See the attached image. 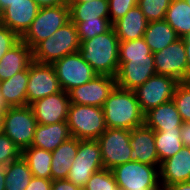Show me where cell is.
Listing matches in <instances>:
<instances>
[{"mask_svg": "<svg viewBox=\"0 0 190 190\" xmlns=\"http://www.w3.org/2000/svg\"><path fill=\"white\" fill-rule=\"evenodd\" d=\"M63 91L81 86L98 75L79 52L66 55L52 64Z\"/></svg>", "mask_w": 190, "mask_h": 190, "instance_id": "cell-10", "label": "cell"}, {"mask_svg": "<svg viewBox=\"0 0 190 190\" xmlns=\"http://www.w3.org/2000/svg\"><path fill=\"white\" fill-rule=\"evenodd\" d=\"M0 190H5V167L0 166Z\"/></svg>", "mask_w": 190, "mask_h": 190, "instance_id": "cell-46", "label": "cell"}, {"mask_svg": "<svg viewBox=\"0 0 190 190\" xmlns=\"http://www.w3.org/2000/svg\"><path fill=\"white\" fill-rule=\"evenodd\" d=\"M183 122H190V83L179 82L172 99Z\"/></svg>", "mask_w": 190, "mask_h": 190, "instance_id": "cell-36", "label": "cell"}, {"mask_svg": "<svg viewBox=\"0 0 190 190\" xmlns=\"http://www.w3.org/2000/svg\"><path fill=\"white\" fill-rule=\"evenodd\" d=\"M2 11L0 10V23H1Z\"/></svg>", "mask_w": 190, "mask_h": 190, "instance_id": "cell-52", "label": "cell"}, {"mask_svg": "<svg viewBox=\"0 0 190 190\" xmlns=\"http://www.w3.org/2000/svg\"><path fill=\"white\" fill-rule=\"evenodd\" d=\"M33 175L22 156L5 166V190H25Z\"/></svg>", "mask_w": 190, "mask_h": 190, "instance_id": "cell-31", "label": "cell"}, {"mask_svg": "<svg viewBox=\"0 0 190 190\" xmlns=\"http://www.w3.org/2000/svg\"><path fill=\"white\" fill-rule=\"evenodd\" d=\"M155 147L159 157V162L174 156L183 148L181 140V127H174L170 130H153Z\"/></svg>", "mask_w": 190, "mask_h": 190, "instance_id": "cell-27", "label": "cell"}, {"mask_svg": "<svg viewBox=\"0 0 190 190\" xmlns=\"http://www.w3.org/2000/svg\"><path fill=\"white\" fill-rule=\"evenodd\" d=\"M84 188L86 190H122L117 185L111 170L105 168L94 172Z\"/></svg>", "mask_w": 190, "mask_h": 190, "instance_id": "cell-34", "label": "cell"}, {"mask_svg": "<svg viewBox=\"0 0 190 190\" xmlns=\"http://www.w3.org/2000/svg\"><path fill=\"white\" fill-rule=\"evenodd\" d=\"M78 190H86L84 187H80Z\"/></svg>", "mask_w": 190, "mask_h": 190, "instance_id": "cell-54", "label": "cell"}, {"mask_svg": "<svg viewBox=\"0 0 190 190\" xmlns=\"http://www.w3.org/2000/svg\"><path fill=\"white\" fill-rule=\"evenodd\" d=\"M21 154L20 149L6 134H0V166L5 167L10 162L16 161Z\"/></svg>", "mask_w": 190, "mask_h": 190, "instance_id": "cell-37", "label": "cell"}, {"mask_svg": "<svg viewBox=\"0 0 190 190\" xmlns=\"http://www.w3.org/2000/svg\"><path fill=\"white\" fill-rule=\"evenodd\" d=\"M69 21V5L41 7L35 19L20 39L33 50L40 42L53 35Z\"/></svg>", "mask_w": 190, "mask_h": 190, "instance_id": "cell-5", "label": "cell"}, {"mask_svg": "<svg viewBox=\"0 0 190 190\" xmlns=\"http://www.w3.org/2000/svg\"><path fill=\"white\" fill-rule=\"evenodd\" d=\"M80 43L76 26L70 20L32 50L33 61L52 65L62 57L78 52Z\"/></svg>", "mask_w": 190, "mask_h": 190, "instance_id": "cell-3", "label": "cell"}, {"mask_svg": "<svg viewBox=\"0 0 190 190\" xmlns=\"http://www.w3.org/2000/svg\"><path fill=\"white\" fill-rule=\"evenodd\" d=\"M62 88L51 64L32 61L29 65L27 105L48 95L59 93Z\"/></svg>", "mask_w": 190, "mask_h": 190, "instance_id": "cell-13", "label": "cell"}, {"mask_svg": "<svg viewBox=\"0 0 190 190\" xmlns=\"http://www.w3.org/2000/svg\"><path fill=\"white\" fill-rule=\"evenodd\" d=\"M178 83L175 78L154 74L133 90L143 113L172 100Z\"/></svg>", "mask_w": 190, "mask_h": 190, "instance_id": "cell-11", "label": "cell"}, {"mask_svg": "<svg viewBox=\"0 0 190 190\" xmlns=\"http://www.w3.org/2000/svg\"><path fill=\"white\" fill-rule=\"evenodd\" d=\"M40 7L34 0H16L2 12L1 23L21 37L35 19Z\"/></svg>", "mask_w": 190, "mask_h": 190, "instance_id": "cell-17", "label": "cell"}, {"mask_svg": "<svg viewBox=\"0 0 190 190\" xmlns=\"http://www.w3.org/2000/svg\"><path fill=\"white\" fill-rule=\"evenodd\" d=\"M159 180L162 190L175 183L190 181L189 147H183L174 156L161 162Z\"/></svg>", "mask_w": 190, "mask_h": 190, "instance_id": "cell-19", "label": "cell"}, {"mask_svg": "<svg viewBox=\"0 0 190 190\" xmlns=\"http://www.w3.org/2000/svg\"><path fill=\"white\" fill-rule=\"evenodd\" d=\"M103 169L101 150L97 140H79L78 152L67 175L74 185L85 187L94 172Z\"/></svg>", "mask_w": 190, "mask_h": 190, "instance_id": "cell-8", "label": "cell"}, {"mask_svg": "<svg viewBox=\"0 0 190 190\" xmlns=\"http://www.w3.org/2000/svg\"><path fill=\"white\" fill-rule=\"evenodd\" d=\"M102 108L107 128L132 130L145 123V114L132 90L115 86Z\"/></svg>", "mask_w": 190, "mask_h": 190, "instance_id": "cell-2", "label": "cell"}, {"mask_svg": "<svg viewBox=\"0 0 190 190\" xmlns=\"http://www.w3.org/2000/svg\"><path fill=\"white\" fill-rule=\"evenodd\" d=\"M4 113H0V134L3 133Z\"/></svg>", "mask_w": 190, "mask_h": 190, "instance_id": "cell-49", "label": "cell"}, {"mask_svg": "<svg viewBox=\"0 0 190 190\" xmlns=\"http://www.w3.org/2000/svg\"><path fill=\"white\" fill-rule=\"evenodd\" d=\"M29 69L17 72L9 79L0 81V91L9 107L27 105Z\"/></svg>", "mask_w": 190, "mask_h": 190, "instance_id": "cell-25", "label": "cell"}, {"mask_svg": "<svg viewBox=\"0 0 190 190\" xmlns=\"http://www.w3.org/2000/svg\"><path fill=\"white\" fill-rule=\"evenodd\" d=\"M19 40L20 37L15 32L0 24V59Z\"/></svg>", "mask_w": 190, "mask_h": 190, "instance_id": "cell-39", "label": "cell"}, {"mask_svg": "<svg viewBox=\"0 0 190 190\" xmlns=\"http://www.w3.org/2000/svg\"><path fill=\"white\" fill-rule=\"evenodd\" d=\"M9 108V106L6 104L4 98L2 97L1 91H0V113H5V111Z\"/></svg>", "mask_w": 190, "mask_h": 190, "instance_id": "cell-47", "label": "cell"}, {"mask_svg": "<svg viewBox=\"0 0 190 190\" xmlns=\"http://www.w3.org/2000/svg\"><path fill=\"white\" fill-rule=\"evenodd\" d=\"M164 20L179 38L186 37L190 33V5L185 0H172Z\"/></svg>", "mask_w": 190, "mask_h": 190, "instance_id": "cell-28", "label": "cell"}, {"mask_svg": "<svg viewBox=\"0 0 190 190\" xmlns=\"http://www.w3.org/2000/svg\"><path fill=\"white\" fill-rule=\"evenodd\" d=\"M36 125L37 121L30 105L9 107L4 113L3 133L21 152L31 146Z\"/></svg>", "mask_w": 190, "mask_h": 190, "instance_id": "cell-7", "label": "cell"}, {"mask_svg": "<svg viewBox=\"0 0 190 190\" xmlns=\"http://www.w3.org/2000/svg\"><path fill=\"white\" fill-rule=\"evenodd\" d=\"M148 21L138 5L130 10L112 26L119 41H129L142 38Z\"/></svg>", "mask_w": 190, "mask_h": 190, "instance_id": "cell-22", "label": "cell"}, {"mask_svg": "<svg viewBox=\"0 0 190 190\" xmlns=\"http://www.w3.org/2000/svg\"><path fill=\"white\" fill-rule=\"evenodd\" d=\"M52 180L45 178L32 177L25 190H51Z\"/></svg>", "mask_w": 190, "mask_h": 190, "instance_id": "cell-40", "label": "cell"}, {"mask_svg": "<svg viewBox=\"0 0 190 190\" xmlns=\"http://www.w3.org/2000/svg\"><path fill=\"white\" fill-rule=\"evenodd\" d=\"M137 4L138 0H108L110 23L113 25Z\"/></svg>", "mask_w": 190, "mask_h": 190, "instance_id": "cell-38", "label": "cell"}, {"mask_svg": "<svg viewBox=\"0 0 190 190\" xmlns=\"http://www.w3.org/2000/svg\"><path fill=\"white\" fill-rule=\"evenodd\" d=\"M70 137L66 121L48 125L37 124L31 146L53 152Z\"/></svg>", "mask_w": 190, "mask_h": 190, "instance_id": "cell-21", "label": "cell"}, {"mask_svg": "<svg viewBox=\"0 0 190 190\" xmlns=\"http://www.w3.org/2000/svg\"><path fill=\"white\" fill-rule=\"evenodd\" d=\"M71 101L65 91L48 95L30 104L37 124L48 125L67 121Z\"/></svg>", "mask_w": 190, "mask_h": 190, "instance_id": "cell-16", "label": "cell"}, {"mask_svg": "<svg viewBox=\"0 0 190 190\" xmlns=\"http://www.w3.org/2000/svg\"><path fill=\"white\" fill-rule=\"evenodd\" d=\"M122 190H162L159 169L137 161H130L111 170Z\"/></svg>", "mask_w": 190, "mask_h": 190, "instance_id": "cell-6", "label": "cell"}, {"mask_svg": "<svg viewBox=\"0 0 190 190\" xmlns=\"http://www.w3.org/2000/svg\"><path fill=\"white\" fill-rule=\"evenodd\" d=\"M153 55L156 74L175 78L178 82H187V57L183 38Z\"/></svg>", "mask_w": 190, "mask_h": 190, "instance_id": "cell-12", "label": "cell"}, {"mask_svg": "<svg viewBox=\"0 0 190 190\" xmlns=\"http://www.w3.org/2000/svg\"><path fill=\"white\" fill-rule=\"evenodd\" d=\"M71 137L97 140L107 129L102 107L70 104L67 121Z\"/></svg>", "mask_w": 190, "mask_h": 190, "instance_id": "cell-4", "label": "cell"}, {"mask_svg": "<svg viewBox=\"0 0 190 190\" xmlns=\"http://www.w3.org/2000/svg\"><path fill=\"white\" fill-rule=\"evenodd\" d=\"M73 23L76 26L80 42L107 32L112 27L109 17H99L97 20H85Z\"/></svg>", "mask_w": 190, "mask_h": 190, "instance_id": "cell-32", "label": "cell"}, {"mask_svg": "<svg viewBox=\"0 0 190 190\" xmlns=\"http://www.w3.org/2000/svg\"><path fill=\"white\" fill-rule=\"evenodd\" d=\"M143 38L152 53L161 51L179 39L175 30L164 19L148 22Z\"/></svg>", "mask_w": 190, "mask_h": 190, "instance_id": "cell-26", "label": "cell"}, {"mask_svg": "<svg viewBox=\"0 0 190 190\" xmlns=\"http://www.w3.org/2000/svg\"><path fill=\"white\" fill-rule=\"evenodd\" d=\"M103 168L112 170L118 165L131 161L130 130L107 128L97 139Z\"/></svg>", "mask_w": 190, "mask_h": 190, "instance_id": "cell-9", "label": "cell"}, {"mask_svg": "<svg viewBox=\"0 0 190 190\" xmlns=\"http://www.w3.org/2000/svg\"><path fill=\"white\" fill-rule=\"evenodd\" d=\"M184 43H190V33L183 38Z\"/></svg>", "mask_w": 190, "mask_h": 190, "instance_id": "cell-51", "label": "cell"}, {"mask_svg": "<svg viewBox=\"0 0 190 190\" xmlns=\"http://www.w3.org/2000/svg\"><path fill=\"white\" fill-rule=\"evenodd\" d=\"M172 0H138L141 9L148 22L163 20Z\"/></svg>", "mask_w": 190, "mask_h": 190, "instance_id": "cell-35", "label": "cell"}, {"mask_svg": "<svg viewBox=\"0 0 190 190\" xmlns=\"http://www.w3.org/2000/svg\"><path fill=\"white\" fill-rule=\"evenodd\" d=\"M164 190H190V181L172 184Z\"/></svg>", "mask_w": 190, "mask_h": 190, "instance_id": "cell-44", "label": "cell"}, {"mask_svg": "<svg viewBox=\"0 0 190 190\" xmlns=\"http://www.w3.org/2000/svg\"><path fill=\"white\" fill-rule=\"evenodd\" d=\"M187 57V82L190 81V43H184Z\"/></svg>", "mask_w": 190, "mask_h": 190, "instance_id": "cell-45", "label": "cell"}, {"mask_svg": "<svg viewBox=\"0 0 190 190\" xmlns=\"http://www.w3.org/2000/svg\"><path fill=\"white\" fill-rule=\"evenodd\" d=\"M35 3L41 7L68 5V0H34Z\"/></svg>", "mask_w": 190, "mask_h": 190, "instance_id": "cell-43", "label": "cell"}, {"mask_svg": "<svg viewBox=\"0 0 190 190\" xmlns=\"http://www.w3.org/2000/svg\"><path fill=\"white\" fill-rule=\"evenodd\" d=\"M88 1H94V0H68V3H84Z\"/></svg>", "mask_w": 190, "mask_h": 190, "instance_id": "cell-50", "label": "cell"}, {"mask_svg": "<svg viewBox=\"0 0 190 190\" xmlns=\"http://www.w3.org/2000/svg\"><path fill=\"white\" fill-rule=\"evenodd\" d=\"M16 0H0V10L3 12L12 2Z\"/></svg>", "mask_w": 190, "mask_h": 190, "instance_id": "cell-48", "label": "cell"}, {"mask_svg": "<svg viewBox=\"0 0 190 190\" xmlns=\"http://www.w3.org/2000/svg\"><path fill=\"white\" fill-rule=\"evenodd\" d=\"M130 143L132 147L131 161L141 162L160 168L159 157L155 147L154 131L145 124L130 130Z\"/></svg>", "mask_w": 190, "mask_h": 190, "instance_id": "cell-18", "label": "cell"}, {"mask_svg": "<svg viewBox=\"0 0 190 190\" xmlns=\"http://www.w3.org/2000/svg\"><path fill=\"white\" fill-rule=\"evenodd\" d=\"M181 140L183 147L190 148V122H183L181 126Z\"/></svg>", "mask_w": 190, "mask_h": 190, "instance_id": "cell-42", "label": "cell"}, {"mask_svg": "<svg viewBox=\"0 0 190 190\" xmlns=\"http://www.w3.org/2000/svg\"><path fill=\"white\" fill-rule=\"evenodd\" d=\"M79 187L74 185L72 182L67 179H58L52 181L51 190H78Z\"/></svg>", "mask_w": 190, "mask_h": 190, "instance_id": "cell-41", "label": "cell"}, {"mask_svg": "<svg viewBox=\"0 0 190 190\" xmlns=\"http://www.w3.org/2000/svg\"><path fill=\"white\" fill-rule=\"evenodd\" d=\"M21 156L27 162L34 177L51 179L52 153L50 151L30 146L22 151Z\"/></svg>", "mask_w": 190, "mask_h": 190, "instance_id": "cell-29", "label": "cell"}, {"mask_svg": "<svg viewBox=\"0 0 190 190\" xmlns=\"http://www.w3.org/2000/svg\"><path fill=\"white\" fill-rule=\"evenodd\" d=\"M156 74L154 55L129 58L124 64H119L116 75V86L135 90Z\"/></svg>", "mask_w": 190, "mask_h": 190, "instance_id": "cell-15", "label": "cell"}, {"mask_svg": "<svg viewBox=\"0 0 190 190\" xmlns=\"http://www.w3.org/2000/svg\"><path fill=\"white\" fill-rule=\"evenodd\" d=\"M188 5H190V0H185Z\"/></svg>", "mask_w": 190, "mask_h": 190, "instance_id": "cell-53", "label": "cell"}, {"mask_svg": "<svg viewBox=\"0 0 190 190\" xmlns=\"http://www.w3.org/2000/svg\"><path fill=\"white\" fill-rule=\"evenodd\" d=\"M119 45L113 26L102 34L80 43L78 52L98 75L116 77L119 69Z\"/></svg>", "mask_w": 190, "mask_h": 190, "instance_id": "cell-1", "label": "cell"}, {"mask_svg": "<svg viewBox=\"0 0 190 190\" xmlns=\"http://www.w3.org/2000/svg\"><path fill=\"white\" fill-rule=\"evenodd\" d=\"M146 55H153V53L143 37L136 40L120 41L119 64H124L129 61V58L145 57Z\"/></svg>", "mask_w": 190, "mask_h": 190, "instance_id": "cell-33", "label": "cell"}, {"mask_svg": "<svg viewBox=\"0 0 190 190\" xmlns=\"http://www.w3.org/2000/svg\"><path fill=\"white\" fill-rule=\"evenodd\" d=\"M32 61V49L20 39L0 59V81L9 79L19 71L29 69Z\"/></svg>", "mask_w": 190, "mask_h": 190, "instance_id": "cell-20", "label": "cell"}, {"mask_svg": "<svg viewBox=\"0 0 190 190\" xmlns=\"http://www.w3.org/2000/svg\"><path fill=\"white\" fill-rule=\"evenodd\" d=\"M153 130H170L181 127L183 120L173 100L151 109L145 114V123Z\"/></svg>", "mask_w": 190, "mask_h": 190, "instance_id": "cell-23", "label": "cell"}, {"mask_svg": "<svg viewBox=\"0 0 190 190\" xmlns=\"http://www.w3.org/2000/svg\"><path fill=\"white\" fill-rule=\"evenodd\" d=\"M79 139L70 137L52 153L51 180L67 179L68 172L78 152Z\"/></svg>", "mask_w": 190, "mask_h": 190, "instance_id": "cell-24", "label": "cell"}, {"mask_svg": "<svg viewBox=\"0 0 190 190\" xmlns=\"http://www.w3.org/2000/svg\"><path fill=\"white\" fill-rule=\"evenodd\" d=\"M115 86V77L96 75L89 82L71 89L68 95L73 104L103 107Z\"/></svg>", "mask_w": 190, "mask_h": 190, "instance_id": "cell-14", "label": "cell"}, {"mask_svg": "<svg viewBox=\"0 0 190 190\" xmlns=\"http://www.w3.org/2000/svg\"><path fill=\"white\" fill-rule=\"evenodd\" d=\"M68 5L70 7V20L72 22L97 20L99 17H109L108 0L68 3Z\"/></svg>", "mask_w": 190, "mask_h": 190, "instance_id": "cell-30", "label": "cell"}]
</instances>
